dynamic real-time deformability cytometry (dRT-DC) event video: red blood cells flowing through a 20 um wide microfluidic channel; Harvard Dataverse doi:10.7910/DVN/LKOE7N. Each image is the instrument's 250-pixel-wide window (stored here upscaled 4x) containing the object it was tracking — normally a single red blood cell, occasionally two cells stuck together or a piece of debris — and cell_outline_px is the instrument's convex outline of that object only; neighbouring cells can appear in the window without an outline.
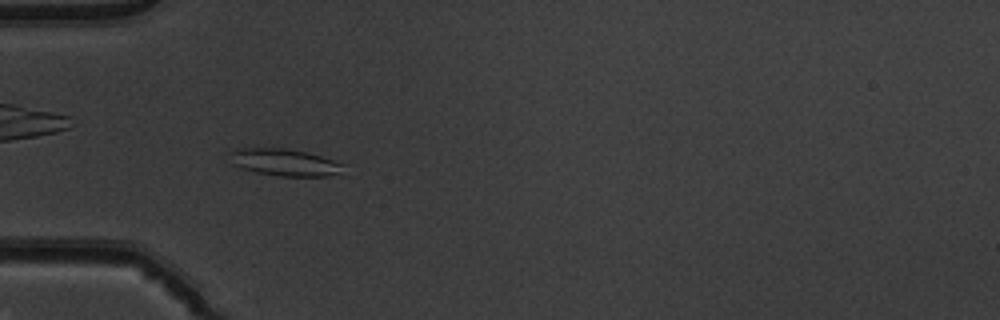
{"species": "common noctule bat (a hibernating species)", "species_latin": "Nyctalus noctula", "temperature_condition": "warm", "stored_images_in_passage": 52, "camera_frame_rate_fps": 3000, "um_per_image_px": 0.085, "animal": {"sex": "male", "body_mass_g": 19.5, "forearm_length_mm": 54.6}, "frame": {"image": 1, "passage_image": 17, "time_ms": 5.333, "image_size_px": [1000, 320], "cell_outline_px": [[344, 164], [336, 172], [328, 176], [280, 176], [256, 172], [232, 164], [232, 148], [284, 148], [308, 152]], "centroid_in_image_um": [24.14, 13.78], "position_along_channel_um": 60.9, "area_um2": 17.4}}
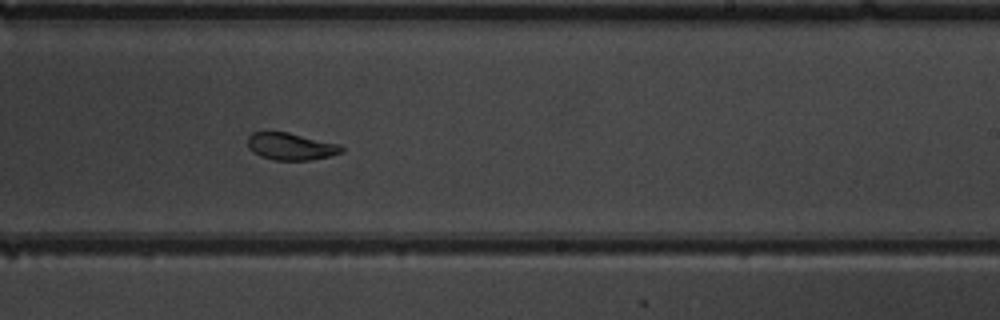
{"frame": {"image": 2, "passage_image": 33, "time_ms": 10.667, "image_size_px": [1000, 320], "cell_outline_px": [[344, 152], [328, 156], [308, 160], [272, 160], [260, 156], [252, 152], [248, 148], [248, 136], [252, 132], [288, 132], [340, 144], [344, 148]], "centroid_in_image_um": [24.71, 12.45], "position_along_channel_um": 264.3, "area_um2": 14.91}}
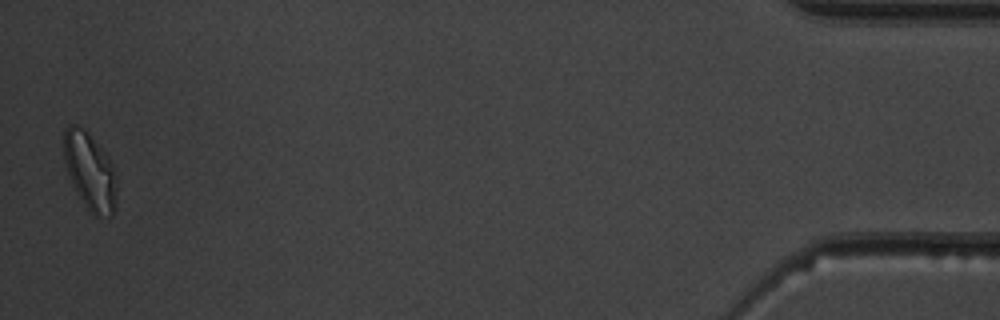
{"frame": {"image": 3, "passage_image": 52, "time_ms": 17.0, "image_size_px": [1000, 320], "cell_outline_px": [[116, 208], [112, 216], [96, 216], [84, 204], [76, 192], [72, 184], [64, 160], [64, 128], [68, 124], [76, 124], [84, 128], [88, 132], [108, 156], [112, 164], [116, 180]], "centroid_in_image_um": [7.65, 14.54], "position_along_channel_um": 427.6, "area_um2": 23.87}, "authors_computed_cell_mechanics": {"area_um2": 17.5134, "velocity_mm_per_s": 3.9099, "shape_relaxation_time_tau1_ms": 5.7981, "shape_relaxation_time_tau2_ms": 1.3039, "deformation_change_tau1": 0.1958, "deformation_change_tau2": 0.0711}}